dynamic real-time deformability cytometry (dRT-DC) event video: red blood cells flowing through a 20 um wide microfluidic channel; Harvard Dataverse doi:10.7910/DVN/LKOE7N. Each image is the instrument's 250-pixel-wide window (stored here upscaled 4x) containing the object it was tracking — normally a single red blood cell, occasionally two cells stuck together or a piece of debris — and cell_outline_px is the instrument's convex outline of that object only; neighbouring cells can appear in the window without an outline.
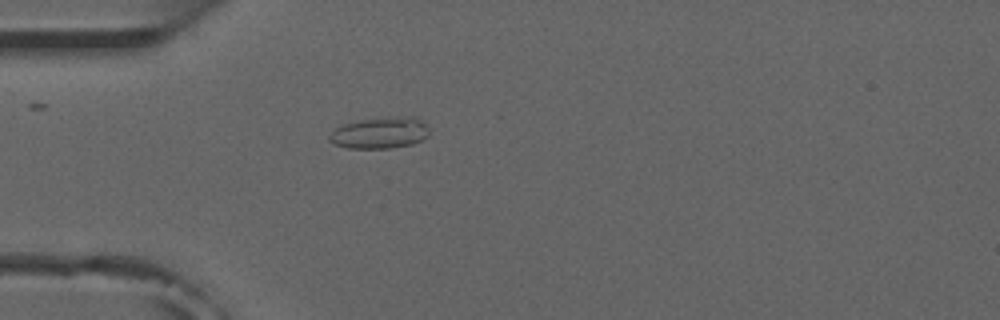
{"species": "common noctule bat (a hibernating species)", "species_latin": "Nyctalus noctula", "temperature_condition": "room temperature", "stored_images_in_passage": 4, "camera_frame_rate_fps": 3000, "um_per_image_px": 0.085, "animal": {"sex": "male", "forearm_length_mm": 52.5}, "frame": {"image": 1, "passage_image": 4, "time_ms": 3.333, "image_size_px": [1000, 320], "cell_outline_px": [[428, 136], [412, 144], [388, 148], [348, 148], [332, 144], [328, 140], [328, 136], [336, 128], [344, 124], [360, 120], [408, 116], [416, 116], [428, 128]], "centroid_in_image_um": [32.27, 11.3], "position_along_channel_um": 52.7, "area_um2": 18.03}}